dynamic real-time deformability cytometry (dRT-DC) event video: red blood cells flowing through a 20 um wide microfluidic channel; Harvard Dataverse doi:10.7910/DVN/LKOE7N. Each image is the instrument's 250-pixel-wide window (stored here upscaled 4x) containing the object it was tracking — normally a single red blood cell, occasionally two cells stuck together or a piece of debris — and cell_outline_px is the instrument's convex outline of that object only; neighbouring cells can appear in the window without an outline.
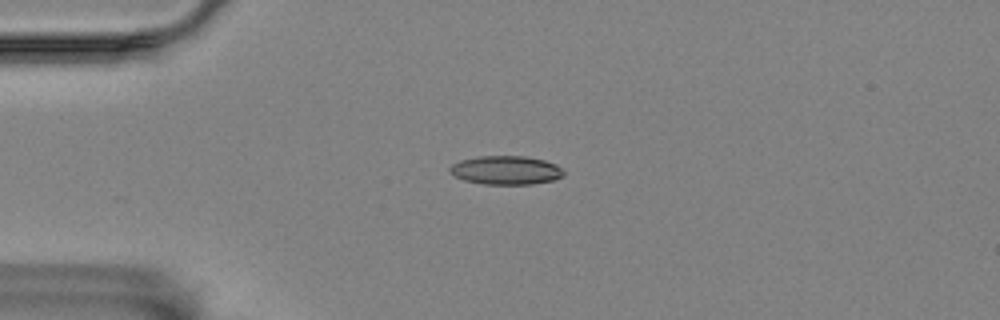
{"species": "Egyptian fruit bat (a non-hibernating species)", "species_latin": "Rousettus aegyptiacus", "temperature_condition": "room temperature", "stored_images_in_passage": 5, "camera_frame_rate_fps": 3000, "um_per_image_px": 0.085, "animal": {"sex": "female"}, "frame": {"image": 1, "passage_image": 4, "time_ms": 3.333, "image_size_px": [1000, 320], "cell_outline_px": [[564, 176], [552, 180], [532, 184], [484, 184], [464, 180], [448, 172], [448, 168], [452, 164], [460, 160], [480, 156], [524, 156], [544, 160], [556, 164], [564, 172]], "centroid_in_image_um": [42.98, 14.46], "position_along_channel_um": 42.0, "area_um2": 19.02}}